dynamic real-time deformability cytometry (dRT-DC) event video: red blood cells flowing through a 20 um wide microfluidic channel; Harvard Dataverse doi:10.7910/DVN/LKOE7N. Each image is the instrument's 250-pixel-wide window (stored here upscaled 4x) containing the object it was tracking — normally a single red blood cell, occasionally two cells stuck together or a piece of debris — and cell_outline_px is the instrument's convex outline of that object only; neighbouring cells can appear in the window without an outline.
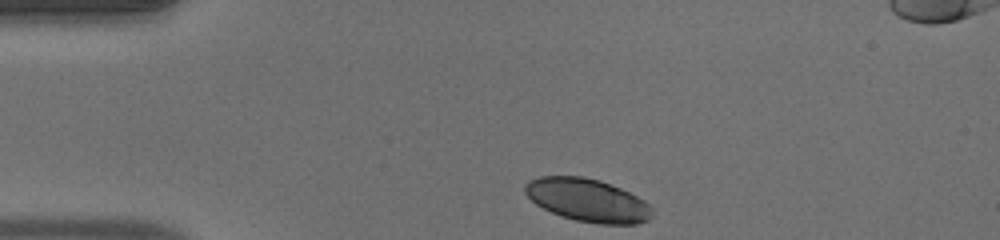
{"species": "human", "species_latin": "Homo sapiens", "temperature_condition": "warm", "stored_images_in_passage": 35, "camera_frame_rate_fps": 3000, "um_per_image_px": 0.085, "donor": {"sex": "male"}, "frame": {"image": 1, "passage_image": 1, "time_ms": 0.0, "image_size_px": [1000, 240], "cell_outline_px": [[652, 216], [648, 220], [636, 224], [600, 224], [576, 220], [560, 216], [536, 204], [524, 192], [524, 184], [528, 180], [540, 176], [584, 176], [600, 180], [620, 188], [644, 200], [652, 208]], "centroid_in_image_um": [49.93, 17.01], "position_along_channel_um": 35.1, "area_um2": 31.85}}
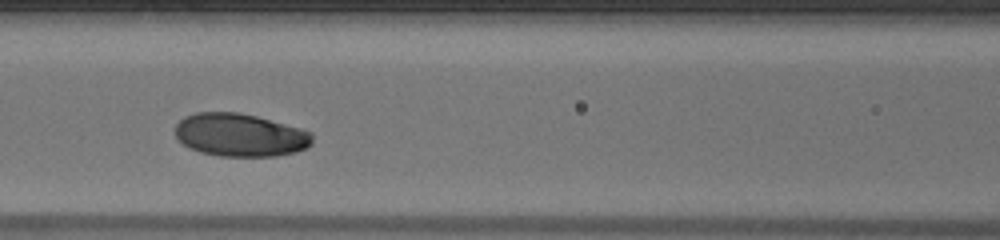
{"frame": {"image": 2, "passage_image": 13, "time_ms": 4.0, "image_size_px": [1000, 240], "cell_outline_px": [[312, 144], [308, 148], [296, 152], [276, 156], [220, 156], [200, 152], [188, 148], [176, 136], [176, 124], [184, 116], [196, 112], [240, 112], [256, 116], [300, 128], [312, 132]], "centroid_in_image_um": [20.42, 11.48], "position_along_channel_um": 146.2, "area_um2": 34.51}}
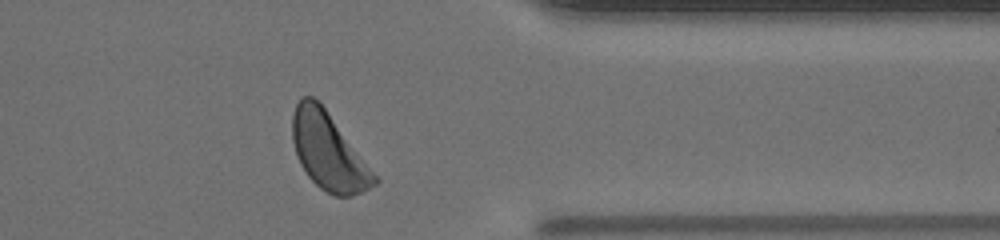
{"frame": {"image": 3, "passage_image": 32, "time_ms": 10.333, "image_size_px": [1000, 240], "cell_outline_px": [[380, 180], [376, 184], [352, 196], [336, 196], [320, 188], [308, 176], [300, 164], [292, 140], [292, 116], [296, 104], [300, 96], [312, 96], [324, 108]], "centroid_in_image_um": [27.89, 12.88], "position_along_channel_um": 383.5, "area_um2": 35.95}, "authors_computed_cell_mechanics": {"area_um2": 34.102, "velocity_mm_per_s": 3.9215, "shape_relaxation_time_tau1_ms": 2.0786, "shape_relaxation_time_tau2_ms": 10.8645, "deformation_change_tau1": 0.0999, "deformation_change_tau2": 0.2215}}